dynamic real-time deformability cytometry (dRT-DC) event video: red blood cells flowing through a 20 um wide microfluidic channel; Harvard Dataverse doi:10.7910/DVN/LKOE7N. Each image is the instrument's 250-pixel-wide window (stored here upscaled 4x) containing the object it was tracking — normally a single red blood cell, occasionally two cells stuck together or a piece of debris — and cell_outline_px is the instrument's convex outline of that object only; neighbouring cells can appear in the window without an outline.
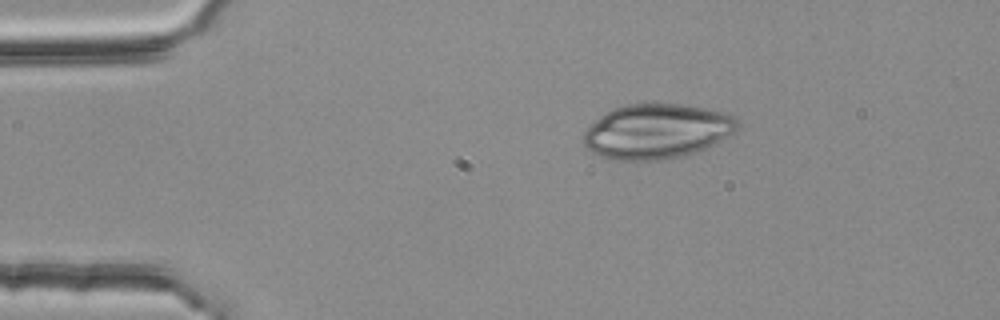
{"species": "common noctule bat (a hibernating species)", "species_latin": "Nyctalus noctula", "temperature_condition": "room temperature", "stored_images_in_passage": 3, "camera_frame_rate_fps": 3000, "um_per_image_px": 0.085, "animal": {"sex": "female", "body_mass_g": 25.1}, "frame": {"image": 1, "passage_image": 3, "time_ms": 0.667, "image_size_px": [1000, 320], "cell_outline_px": [[740, 128], [736, 132], [708, 148], [684, 156], [660, 160], [612, 160], [600, 156], [584, 148], [584, 132], [604, 112], [612, 108], [628, 104], [680, 104], [704, 108], [724, 112], [736, 116], [740, 124]], "centroid_in_image_um": [55.87, 11.17], "position_along_channel_um": 29.1, "area_um2": 49.65}}